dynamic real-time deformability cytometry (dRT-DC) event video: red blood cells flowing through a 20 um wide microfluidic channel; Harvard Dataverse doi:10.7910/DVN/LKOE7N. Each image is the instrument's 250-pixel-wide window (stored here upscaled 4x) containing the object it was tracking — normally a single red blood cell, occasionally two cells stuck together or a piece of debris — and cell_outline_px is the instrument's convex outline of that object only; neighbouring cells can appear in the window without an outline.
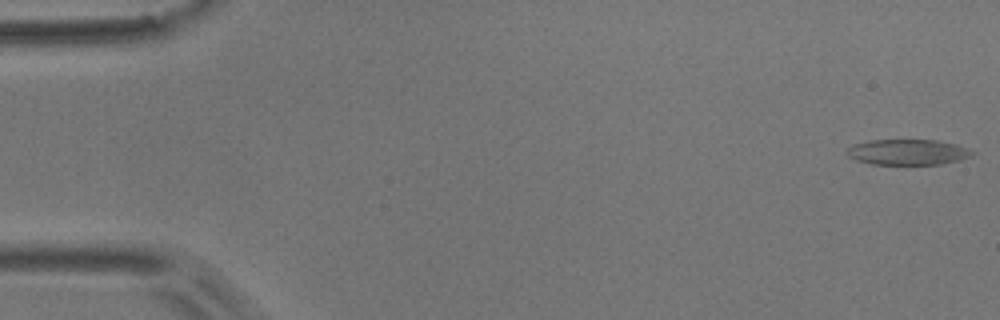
{"species": "common noctule bat (a hibernating species)", "species_latin": "Nyctalus noctula", "temperature_condition": "room temperature", "stored_images_in_passage": 53, "camera_frame_rate_fps": 3000, "um_per_image_px": 0.085, "animal": {"sex": "male", "body_mass_g": 17.9}, "frame": {"image": 1, "passage_image": 1, "time_ms": 0.0, "image_size_px": [1000, 320], "cell_outline_px": [[976, 152], [972, 156], [960, 160], [940, 164], [872, 164], [856, 160], [848, 156], [848, 148], [856, 144], [868, 140], [936, 140], [956, 144], [968, 148]], "centroid_in_image_um": [77.21, 12.93], "position_along_channel_um": 7.8, "area_um2": 18.61}}
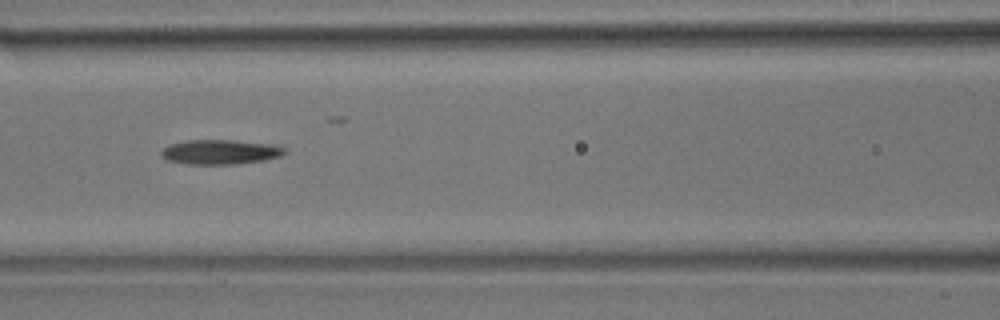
{"frame": {"image": 2, "passage_image": 23, "time_ms": 7.333, "image_size_px": [1000, 320], "cell_outline_px": [[284, 152], [280, 156], [264, 160], [240, 164], [188, 164], [168, 160], [160, 156], [160, 152], [168, 144], [188, 140], [236, 140], [272, 144], [284, 148]], "centroid_in_image_um": [18.68, 12.91], "position_along_channel_um": 147.9, "area_um2": 17.74}}
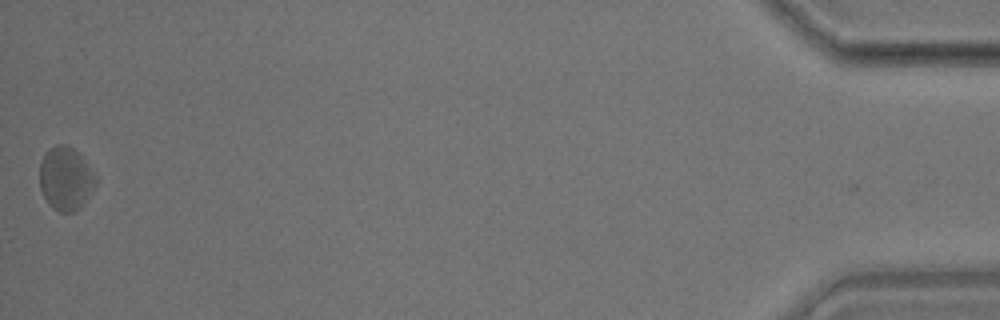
{"frame": {"image": 3, "passage_image": 53, "time_ms": 17.333, "image_size_px": [1000, 320], "cell_outline_px": [[96, 184], [84, 204], [76, 212], [60, 212], [52, 208], [44, 196], [40, 188], [40, 160], [44, 152], [48, 148], [56, 144], [68, 144], [80, 156], [96, 176]], "centroid_in_image_um": [5.56, 15.18], "position_along_channel_um": 429.6, "area_um2": 20.75}, "authors_computed_cell_mechanics": {"area_um2": 18.6116, "velocity_mm_per_s": 3.7581, "shape_relaxation_time_tau1_ms": 8.5194, "shape_relaxation_time_tau2_ms": 9.7422, "deformation_change_tau1": 0.159, "deformation_change_tau2": 0.236}}